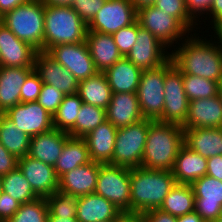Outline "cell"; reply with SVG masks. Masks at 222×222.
Returning <instances> with one entry per match:
<instances>
[{"instance_id":"cell-58","label":"cell","mask_w":222,"mask_h":222,"mask_svg":"<svg viewBox=\"0 0 222 222\" xmlns=\"http://www.w3.org/2000/svg\"><path fill=\"white\" fill-rule=\"evenodd\" d=\"M215 33H216V35H218L220 37V39L222 41V26L218 30H216Z\"/></svg>"},{"instance_id":"cell-3","label":"cell","mask_w":222,"mask_h":222,"mask_svg":"<svg viewBox=\"0 0 222 222\" xmlns=\"http://www.w3.org/2000/svg\"><path fill=\"white\" fill-rule=\"evenodd\" d=\"M130 184V212L144 213L159 209L176 181L172 171L140 166L130 168Z\"/></svg>"},{"instance_id":"cell-27","label":"cell","mask_w":222,"mask_h":222,"mask_svg":"<svg viewBox=\"0 0 222 222\" xmlns=\"http://www.w3.org/2000/svg\"><path fill=\"white\" fill-rule=\"evenodd\" d=\"M177 184H192L207 173V158L182 146L171 170Z\"/></svg>"},{"instance_id":"cell-22","label":"cell","mask_w":222,"mask_h":222,"mask_svg":"<svg viewBox=\"0 0 222 222\" xmlns=\"http://www.w3.org/2000/svg\"><path fill=\"white\" fill-rule=\"evenodd\" d=\"M70 135L58 129L31 137L28 156L54 167Z\"/></svg>"},{"instance_id":"cell-21","label":"cell","mask_w":222,"mask_h":222,"mask_svg":"<svg viewBox=\"0 0 222 222\" xmlns=\"http://www.w3.org/2000/svg\"><path fill=\"white\" fill-rule=\"evenodd\" d=\"M143 119L137 93H113L106 109V120L117 129Z\"/></svg>"},{"instance_id":"cell-1","label":"cell","mask_w":222,"mask_h":222,"mask_svg":"<svg viewBox=\"0 0 222 222\" xmlns=\"http://www.w3.org/2000/svg\"><path fill=\"white\" fill-rule=\"evenodd\" d=\"M185 43L170 54L174 66L182 73L195 75L220 83L222 80V41L211 43L200 37H188ZM200 38V39H199ZM220 43V45H219Z\"/></svg>"},{"instance_id":"cell-7","label":"cell","mask_w":222,"mask_h":222,"mask_svg":"<svg viewBox=\"0 0 222 222\" xmlns=\"http://www.w3.org/2000/svg\"><path fill=\"white\" fill-rule=\"evenodd\" d=\"M174 67L171 59L155 69L143 70L137 96L143 118L160 120L164 108V78Z\"/></svg>"},{"instance_id":"cell-38","label":"cell","mask_w":222,"mask_h":222,"mask_svg":"<svg viewBox=\"0 0 222 222\" xmlns=\"http://www.w3.org/2000/svg\"><path fill=\"white\" fill-rule=\"evenodd\" d=\"M45 199L48 206V215L76 217L78 197L58 190Z\"/></svg>"},{"instance_id":"cell-47","label":"cell","mask_w":222,"mask_h":222,"mask_svg":"<svg viewBox=\"0 0 222 222\" xmlns=\"http://www.w3.org/2000/svg\"><path fill=\"white\" fill-rule=\"evenodd\" d=\"M212 2L213 0H186L187 11L196 21L198 15L201 16L205 12H207V14L209 13Z\"/></svg>"},{"instance_id":"cell-12","label":"cell","mask_w":222,"mask_h":222,"mask_svg":"<svg viewBox=\"0 0 222 222\" xmlns=\"http://www.w3.org/2000/svg\"><path fill=\"white\" fill-rule=\"evenodd\" d=\"M164 108L160 122L182 125L187 118L189 100L182 73L174 66L164 78Z\"/></svg>"},{"instance_id":"cell-40","label":"cell","mask_w":222,"mask_h":222,"mask_svg":"<svg viewBox=\"0 0 222 222\" xmlns=\"http://www.w3.org/2000/svg\"><path fill=\"white\" fill-rule=\"evenodd\" d=\"M153 6L177 18L189 31L198 25L187 11L186 0H155Z\"/></svg>"},{"instance_id":"cell-15","label":"cell","mask_w":222,"mask_h":222,"mask_svg":"<svg viewBox=\"0 0 222 222\" xmlns=\"http://www.w3.org/2000/svg\"><path fill=\"white\" fill-rule=\"evenodd\" d=\"M191 186L195 196V211L205 222H216L222 212V181L204 175Z\"/></svg>"},{"instance_id":"cell-56","label":"cell","mask_w":222,"mask_h":222,"mask_svg":"<svg viewBox=\"0 0 222 222\" xmlns=\"http://www.w3.org/2000/svg\"><path fill=\"white\" fill-rule=\"evenodd\" d=\"M45 5L71 6L73 0H41Z\"/></svg>"},{"instance_id":"cell-28","label":"cell","mask_w":222,"mask_h":222,"mask_svg":"<svg viewBox=\"0 0 222 222\" xmlns=\"http://www.w3.org/2000/svg\"><path fill=\"white\" fill-rule=\"evenodd\" d=\"M142 69L126 57L104 71L113 93H137Z\"/></svg>"},{"instance_id":"cell-55","label":"cell","mask_w":222,"mask_h":222,"mask_svg":"<svg viewBox=\"0 0 222 222\" xmlns=\"http://www.w3.org/2000/svg\"><path fill=\"white\" fill-rule=\"evenodd\" d=\"M135 7V9L138 11L139 9L147 6H152L155 3V0H130Z\"/></svg>"},{"instance_id":"cell-29","label":"cell","mask_w":222,"mask_h":222,"mask_svg":"<svg viewBox=\"0 0 222 222\" xmlns=\"http://www.w3.org/2000/svg\"><path fill=\"white\" fill-rule=\"evenodd\" d=\"M184 145L202 157L222 155V128L184 129Z\"/></svg>"},{"instance_id":"cell-16","label":"cell","mask_w":222,"mask_h":222,"mask_svg":"<svg viewBox=\"0 0 222 222\" xmlns=\"http://www.w3.org/2000/svg\"><path fill=\"white\" fill-rule=\"evenodd\" d=\"M34 70L39 74L43 83L56 87L64 95L77 94L79 81L46 52L36 53Z\"/></svg>"},{"instance_id":"cell-8","label":"cell","mask_w":222,"mask_h":222,"mask_svg":"<svg viewBox=\"0 0 222 222\" xmlns=\"http://www.w3.org/2000/svg\"><path fill=\"white\" fill-rule=\"evenodd\" d=\"M94 193L108 199L120 211L130 212V168L100 164Z\"/></svg>"},{"instance_id":"cell-46","label":"cell","mask_w":222,"mask_h":222,"mask_svg":"<svg viewBox=\"0 0 222 222\" xmlns=\"http://www.w3.org/2000/svg\"><path fill=\"white\" fill-rule=\"evenodd\" d=\"M18 167V159L0 143V176L6 175Z\"/></svg>"},{"instance_id":"cell-36","label":"cell","mask_w":222,"mask_h":222,"mask_svg":"<svg viewBox=\"0 0 222 222\" xmlns=\"http://www.w3.org/2000/svg\"><path fill=\"white\" fill-rule=\"evenodd\" d=\"M83 101L78 94L65 95L53 115V128L69 133L75 126Z\"/></svg>"},{"instance_id":"cell-54","label":"cell","mask_w":222,"mask_h":222,"mask_svg":"<svg viewBox=\"0 0 222 222\" xmlns=\"http://www.w3.org/2000/svg\"><path fill=\"white\" fill-rule=\"evenodd\" d=\"M47 222H79L76 217L48 215Z\"/></svg>"},{"instance_id":"cell-51","label":"cell","mask_w":222,"mask_h":222,"mask_svg":"<svg viewBox=\"0 0 222 222\" xmlns=\"http://www.w3.org/2000/svg\"><path fill=\"white\" fill-rule=\"evenodd\" d=\"M114 222H145V219L143 213L123 211Z\"/></svg>"},{"instance_id":"cell-26","label":"cell","mask_w":222,"mask_h":222,"mask_svg":"<svg viewBox=\"0 0 222 222\" xmlns=\"http://www.w3.org/2000/svg\"><path fill=\"white\" fill-rule=\"evenodd\" d=\"M121 212L112 202L98 194L78 197L76 218L79 222L115 220Z\"/></svg>"},{"instance_id":"cell-48","label":"cell","mask_w":222,"mask_h":222,"mask_svg":"<svg viewBox=\"0 0 222 222\" xmlns=\"http://www.w3.org/2000/svg\"><path fill=\"white\" fill-rule=\"evenodd\" d=\"M145 222H176V217L160 209H152L143 213Z\"/></svg>"},{"instance_id":"cell-35","label":"cell","mask_w":222,"mask_h":222,"mask_svg":"<svg viewBox=\"0 0 222 222\" xmlns=\"http://www.w3.org/2000/svg\"><path fill=\"white\" fill-rule=\"evenodd\" d=\"M104 121H106L105 109L83 103L79 110L75 126L68 134L70 137L83 138Z\"/></svg>"},{"instance_id":"cell-2","label":"cell","mask_w":222,"mask_h":222,"mask_svg":"<svg viewBox=\"0 0 222 222\" xmlns=\"http://www.w3.org/2000/svg\"><path fill=\"white\" fill-rule=\"evenodd\" d=\"M184 145V129L180 124L149 120V130L141 166L171 171Z\"/></svg>"},{"instance_id":"cell-52","label":"cell","mask_w":222,"mask_h":222,"mask_svg":"<svg viewBox=\"0 0 222 222\" xmlns=\"http://www.w3.org/2000/svg\"><path fill=\"white\" fill-rule=\"evenodd\" d=\"M29 1L30 0H0V15L3 16L8 11Z\"/></svg>"},{"instance_id":"cell-10","label":"cell","mask_w":222,"mask_h":222,"mask_svg":"<svg viewBox=\"0 0 222 222\" xmlns=\"http://www.w3.org/2000/svg\"><path fill=\"white\" fill-rule=\"evenodd\" d=\"M137 20V10L130 0H106L87 24V31L113 34Z\"/></svg>"},{"instance_id":"cell-13","label":"cell","mask_w":222,"mask_h":222,"mask_svg":"<svg viewBox=\"0 0 222 222\" xmlns=\"http://www.w3.org/2000/svg\"><path fill=\"white\" fill-rule=\"evenodd\" d=\"M165 47L148 30L143 29L138 22V34L135 45L126 58L142 70L155 69L170 59L169 52L167 55L165 54Z\"/></svg>"},{"instance_id":"cell-17","label":"cell","mask_w":222,"mask_h":222,"mask_svg":"<svg viewBox=\"0 0 222 222\" xmlns=\"http://www.w3.org/2000/svg\"><path fill=\"white\" fill-rule=\"evenodd\" d=\"M38 51L0 23V66L34 68Z\"/></svg>"},{"instance_id":"cell-44","label":"cell","mask_w":222,"mask_h":222,"mask_svg":"<svg viewBox=\"0 0 222 222\" xmlns=\"http://www.w3.org/2000/svg\"><path fill=\"white\" fill-rule=\"evenodd\" d=\"M106 0H73L71 7L88 24L104 5Z\"/></svg>"},{"instance_id":"cell-4","label":"cell","mask_w":222,"mask_h":222,"mask_svg":"<svg viewBox=\"0 0 222 222\" xmlns=\"http://www.w3.org/2000/svg\"><path fill=\"white\" fill-rule=\"evenodd\" d=\"M44 52L60 44L86 40L87 24L71 6L45 5Z\"/></svg>"},{"instance_id":"cell-39","label":"cell","mask_w":222,"mask_h":222,"mask_svg":"<svg viewBox=\"0 0 222 222\" xmlns=\"http://www.w3.org/2000/svg\"><path fill=\"white\" fill-rule=\"evenodd\" d=\"M48 206L45 198L20 205L18 211L6 222H47Z\"/></svg>"},{"instance_id":"cell-34","label":"cell","mask_w":222,"mask_h":222,"mask_svg":"<svg viewBox=\"0 0 222 222\" xmlns=\"http://www.w3.org/2000/svg\"><path fill=\"white\" fill-rule=\"evenodd\" d=\"M2 191L21 204L29 203L39 198L18 167L2 176Z\"/></svg>"},{"instance_id":"cell-20","label":"cell","mask_w":222,"mask_h":222,"mask_svg":"<svg viewBox=\"0 0 222 222\" xmlns=\"http://www.w3.org/2000/svg\"><path fill=\"white\" fill-rule=\"evenodd\" d=\"M183 129L222 128V102L219 96L189 102Z\"/></svg>"},{"instance_id":"cell-33","label":"cell","mask_w":222,"mask_h":222,"mask_svg":"<svg viewBox=\"0 0 222 222\" xmlns=\"http://www.w3.org/2000/svg\"><path fill=\"white\" fill-rule=\"evenodd\" d=\"M159 209L175 217L195 211V196L191 184L176 183Z\"/></svg>"},{"instance_id":"cell-31","label":"cell","mask_w":222,"mask_h":222,"mask_svg":"<svg viewBox=\"0 0 222 222\" xmlns=\"http://www.w3.org/2000/svg\"><path fill=\"white\" fill-rule=\"evenodd\" d=\"M91 162L89 151L82 138L70 137L64 144L61 155L58 157L54 169L57 177L80 165Z\"/></svg>"},{"instance_id":"cell-5","label":"cell","mask_w":222,"mask_h":222,"mask_svg":"<svg viewBox=\"0 0 222 222\" xmlns=\"http://www.w3.org/2000/svg\"><path fill=\"white\" fill-rule=\"evenodd\" d=\"M44 14L45 4L41 0H30L5 13L1 23L18 39L44 52Z\"/></svg>"},{"instance_id":"cell-37","label":"cell","mask_w":222,"mask_h":222,"mask_svg":"<svg viewBox=\"0 0 222 222\" xmlns=\"http://www.w3.org/2000/svg\"><path fill=\"white\" fill-rule=\"evenodd\" d=\"M182 76L184 91L189 102L218 95V82L195 75L182 74Z\"/></svg>"},{"instance_id":"cell-50","label":"cell","mask_w":222,"mask_h":222,"mask_svg":"<svg viewBox=\"0 0 222 222\" xmlns=\"http://www.w3.org/2000/svg\"><path fill=\"white\" fill-rule=\"evenodd\" d=\"M209 16L212 15V25L214 28V31L218 30L222 26V0H213L210 10Z\"/></svg>"},{"instance_id":"cell-59","label":"cell","mask_w":222,"mask_h":222,"mask_svg":"<svg viewBox=\"0 0 222 222\" xmlns=\"http://www.w3.org/2000/svg\"><path fill=\"white\" fill-rule=\"evenodd\" d=\"M216 222H222V212H221L220 215L218 216V219L216 220Z\"/></svg>"},{"instance_id":"cell-14","label":"cell","mask_w":222,"mask_h":222,"mask_svg":"<svg viewBox=\"0 0 222 222\" xmlns=\"http://www.w3.org/2000/svg\"><path fill=\"white\" fill-rule=\"evenodd\" d=\"M14 125L30 137L53 129V116L37 101L18 103L4 113Z\"/></svg>"},{"instance_id":"cell-9","label":"cell","mask_w":222,"mask_h":222,"mask_svg":"<svg viewBox=\"0 0 222 222\" xmlns=\"http://www.w3.org/2000/svg\"><path fill=\"white\" fill-rule=\"evenodd\" d=\"M137 21L143 29L154 35L167 49L169 46L180 42L183 35L190 31L174 16L165 13L155 6H147L137 11ZM179 39V40H178ZM181 39V40H180ZM168 45V46H167Z\"/></svg>"},{"instance_id":"cell-25","label":"cell","mask_w":222,"mask_h":222,"mask_svg":"<svg viewBox=\"0 0 222 222\" xmlns=\"http://www.w3.org/2000/svg\"><path fill=\"white\" fill-rule=\"evenodd\" d=\"M85 42L99 72H104L123 57L114 42L112 34L87 31Z\"/></svg>"},{"instance_id":"cell-24","label":"cell","mask_w":222,"mask_h":222,"mask_svg":"<svg viewBox=\"0 0 222 222\" xmlns=\"http://www.w3.org/2000/svg\"><path fill=\"white\" fill-rule=\"evenodd\" d=\"M34 68L0 66V113L20 103L21 86Z\"/></svg>"},{"instance_id":"cell-43","label":"cell","mask_w":222,"mask_h":222,"mask_svg":"<svg viewBox=\"0 0 222 222\" xmlns=\"http://www.w3.org/2000/svg\"><path fill=\"white\" fill-rule=\"evenodd\" d=\"M43 82L39 74L33 70L21 86L20 103L35 102L38 100Z\"/></svg>"},{"instance_id":"cell-32","label":"cell","mask_w":222,"mask_h":222,"mask_svg":"<svg viewBox=\"0 0 222 222\" xmlns=\"http://www.w3.org/2000/svg\"><path fill=\"white\" fill-rule=\"evenodd\" d=\"M31 137L18 129L4 113H0V143L17 159L29 153Z\"/></svg>"},{"instance_id":"cell-57","label":"cell","mask_w":222,"mask_h":222,"mask_svg":"<svg viewBox=\"0 0 222 222\" xmlns=\"http://www.w3.org/2000/svg\"><path fill=\"white\" fill-rule=\"evenodd\" d=\"M218 96L222 102V80L221 82L219 83V87H218Z\"/></svg>"},{"instance_id":"cell-19","label":"cell","mask_w":222,"mask_h":222,"mask_svg":"<svg viewBox=\"0 0 222 222\" xmlns=\"http://www.w3.org/2000/svg\"><path fill=\"white\" fill-rule=\"evenodd\" d=\"M100 164L91 161L66 172L58 179V190L75 197L94 193Z\"/></svg>"},{"instance_id":"cell-23","label":"cell","mask_w":222,"mask_h":222,"mask_svg":"<svg viewBox=\"0 0 222 222\" xmlns=\"http://www.w3.org/2000/svg\"><path fill=\"white\" fill-rule=\"evenodd\" d=\"M116 134L117 128L106 120L82 138L91 161L101 164L111 162Z\"/></svg>"},{"instance_id":"cell-30","label":"cell","mask_w":222,"mask_h":222,"mask_svg":"<svg viewBox=\"0 0 222 222\" xmlns=\"http://www.w3.org/2000/svg\"><path fill=\"white\" fill-rule=\"evenodd\" d=\"M77 94L83 103L101 107L106 110L113 92L104 72L98 71L93 76L79 82Z\"/></svg>"},{"instance_id":"cell-53","label":"cell","mask_w":222,"mask_h":222,"mask_svg":"<svg viewBox=\"0 0 222 222\" xmlns=\"http://www.w3.org/2000/svg\"><path fill=\"white\" fill-rule=\"evenodd\" d=\"M176 222H205V221L196 211H193L185 215L176 217Z\"/></svg>"},{"instance_id":"cell-41","label":"cell","mask_w":222,"mask_h":222,"mask_svg":"<svg viewBox=\"0 0 222 222\" xmlns=\"http://www.w3.org/2000/svg\"><path fill=\"white\" fill-rule=\"evenodd\" d=\"M138 34V21L119 29L113 33L114 42L118 47L120 54L126 57L132 47L135 45Z\"/></svg>"},{"instance_id":"cell-42","label":"cell","mask_w":222,"mask_h":222,"mask_svg":"<svg viewBox=\"0 0 222 222\" xmlns=\"http://www.w3.org/2000/svg\"><path fill=\"white\" fill-rule=\"evenodd\" d=\"M64 96L56 87L43 83L37 102L53 116L63 101Z\"/></svg>"},{"instance_id":"cell-6","label":"cell","mask_w":222,"mask_h":222,"mask_svg":"<svg viewBox=\"0 0 222 222\" xmlns=\"http://www.w3.org/2000/svg\"><path fill=\"white\" fill-rule=\"evenodd\" d=\"M149 120H142L117 129L112 160L109 164L136 168L141 166L149 130Z\"/></svg>"},{"instance_id":"cell-11","label":"cell","mask_w":222,"mask_h":222,"mask_svg":"<svg viewBox=\"0 0 222 222\" xmlns=\"http://www.w3.org/2000/svg\"><path fill=\"white\" fill-rule=\"evenodd\" d=\"M46 53L68 69L79 82L98 72L85 41L53 46Z\"/></svg>"},{"instance_id":"cell-49","label":"cell","mask_w":222,"mask_h":222,"mask_svg":"<svg viewBox=\"0 0 222 222\" xmlns=\"http://www.w3.org/2000/svg\"><path fill=\"white\" fill-rule=\"evenodd\" d=\"M206 175L222 181V155L207 158Z\"/></svg>"},{"instance_id":"cell-60","label":"cell","mask_w":222,"mask_h":222,"mask_svg":"<svg viewBox=\"0 0 222 222\" xmlns=\"http://www.w3.org/2000/svg\"><path fill=\"white\" fill-rule=\"evenodd\" d=\"M2 193V176H0V194Z\"/></svg>"},{"instance_id":"cell-18","label":"cell","mask_w":222,"mask_h":222,"mask_svg":"<svg viewBox=\"0 0 222 222\" xmlns=\"http://www.w3.org/2000/svg\"><path fill=\"white\" fill-rule=\"evenodd\" d=\"M18 168L39 198H46L58 191L59 178L53 166L26 155L18 159Z\"/></svg>"},{"instance_id":"cell-45","label":"cell","mask_w":222,"mask_h":222,"mask_svg":"<svg viewBox=\"0 0 222 222\" xmlns=\"http://www.w3.org/2000/svg\"><path fill=\"white\" fill-rule=\"evenodd\" d=\"M20 205L21 203L2 191L0 194V222H6L12 218Z\"/></svg>"}]
</instances>
